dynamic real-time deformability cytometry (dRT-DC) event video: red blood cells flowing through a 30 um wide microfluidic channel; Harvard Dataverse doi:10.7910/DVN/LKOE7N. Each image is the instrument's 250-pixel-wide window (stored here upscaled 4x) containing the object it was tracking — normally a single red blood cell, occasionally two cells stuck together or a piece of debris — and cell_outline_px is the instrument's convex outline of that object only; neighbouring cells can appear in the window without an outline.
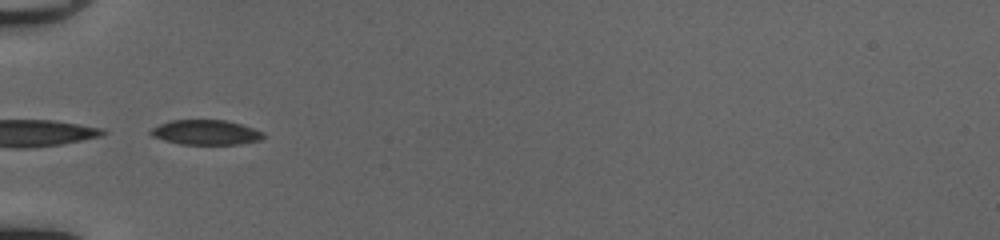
{"species": "common noctule bat (a hibernating species)", "species_latin": "Nyctalus noctula", "temperature_condition": "cold", "stored_images_in_passage": 5, "camera_frame_rate_fps": 3000, "um_per_image_px": 0.085, "animal": {"sex": "female", "body_mass_g": 20.0, "forearm_length_mm": 54.0}, "frame": {"image": 1, "passage_image": 1, "time_ms": 0.0, "image_size_px": [1000, 240], "cell_outline_px": [[264, 136], [260, 140], [240, 144], [180, 144], [164, 140], [152, 136], [148, 132], [152, 128], [160, 124], [172, 120], [224, 120], [240, 124], [264, 132]], "centroid_in_image_um": [17.48, 11.25], "position_along_channel_um": 67.5, "area_um2": 16.18}}